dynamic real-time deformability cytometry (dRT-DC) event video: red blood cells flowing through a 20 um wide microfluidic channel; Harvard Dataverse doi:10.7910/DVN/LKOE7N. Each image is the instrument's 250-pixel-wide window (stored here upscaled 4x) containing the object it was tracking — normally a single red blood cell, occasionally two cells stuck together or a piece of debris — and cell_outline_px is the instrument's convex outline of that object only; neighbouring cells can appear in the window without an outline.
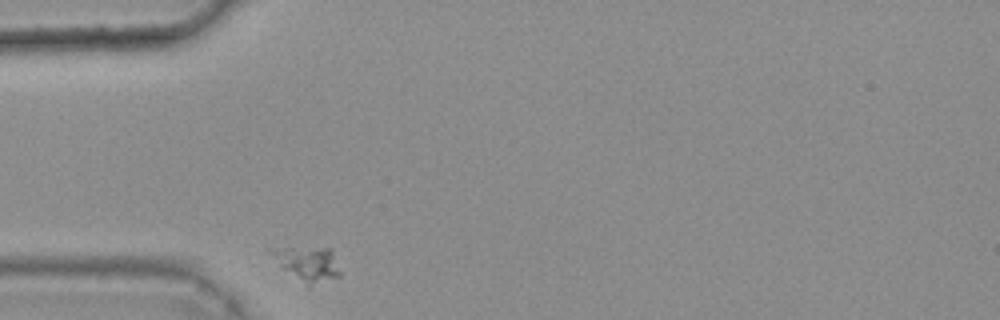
{"species": "common noctule bat (a hibernating species)", "species_latin": "Nyctalus noctula", "temperature_condition": "warm", "stored_images_in_passage": 31, "camera_frame_rate_fps": 3000, "um_per_image_px": 0.085, "animal": {"sex": "female", "body_mass_g": 25.1}, "frame": {"image": 1, "passage_image": 1, "time_ms": 0.0, "image_size_px": [1000, 320], "cell_outline_px": [[340, 276], [308, 288], [280, 268], [268, 252], [268, 248], [328, 248], [332, 252], [340, 272]], "centroid_in_image_um": [26.08, 22.47], "position_along_channel_um": 58.9, "area_um2": 14.1}}
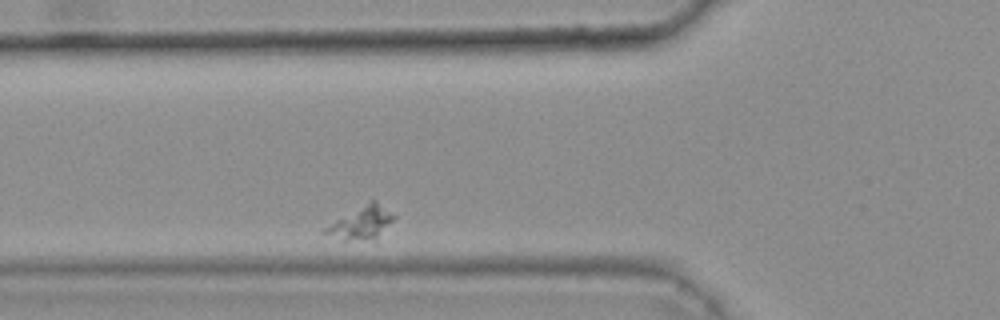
{"frame": {"image": 2, "passage_image": 5, "time_ms": 1.333, "image_size_px": [1000, 320], "cell_outline_px": [[396, 216], [376, 244], [344, 240], [320, 232], [324, 228], [336, 220], [372, 200], [376, 200]], "centroid_in_image_um": [30.79, 19.03], "position_along_channel_um": 95.0, "area_um2": 13.58}}
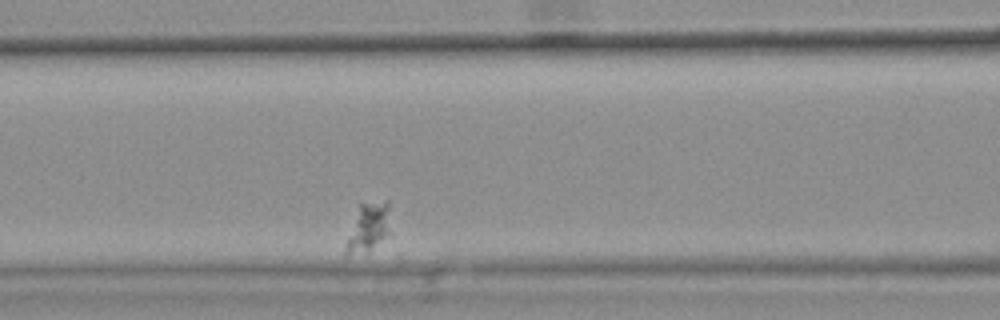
{"frame": {"image": 3, "passage_image": 9, "time_ms": 2.667, "image_size_px": [1000, 320], "cell_outline_px": [[388, 232], [368, 248], [348, 256], [344, 256], [344, 252], [360, 204], [384, 200], [388, 200]], "centroid_in_image_um": [31.28, 19.26], "position_along_channel_um": 135.3, "area_um2": 11.33}}